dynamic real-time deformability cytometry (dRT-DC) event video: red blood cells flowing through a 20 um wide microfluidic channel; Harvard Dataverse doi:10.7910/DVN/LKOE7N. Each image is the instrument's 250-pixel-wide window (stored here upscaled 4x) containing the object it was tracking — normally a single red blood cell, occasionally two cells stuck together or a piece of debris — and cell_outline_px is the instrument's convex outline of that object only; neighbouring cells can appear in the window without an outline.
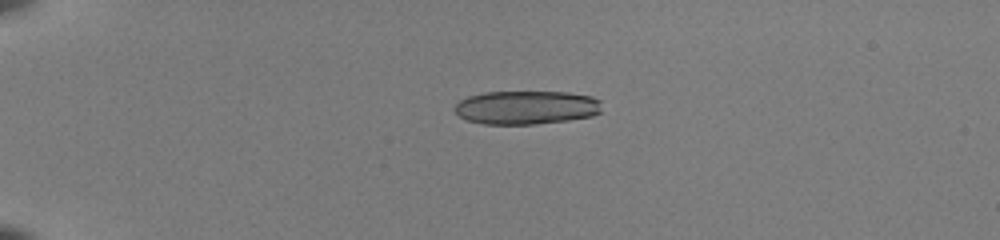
{"species": "common noctule bat (a hibernating species)", "species_latin": "Nyctalus noctula", "temperature_condition": "room temperature", "stored_images_in_passage": 11, "camera_frame_rate_fps": 3000, "um_per_image_px": 0.085, "animal": {"sex": "female", "body_mass_g": 22.0, "forearm_length_mm": 56.7}, "frame": {"image": 1, "passage_image": 1, "time_ms": 0.0, "image_size_px": [1000, 240], "cell_outline_px": [[600, 112], [592, 116], [568, 120], [536, 124], [484, 124], [468, 120], [460, 116], [456, 112], [456, 104], [460, 100], [468, 96], [484, 92], [568, 92], [592, 96], [600, 100]], "centroid_in_image_um": [44.76, 9.13], "position_along_channel_um": 40.2, "area_um2": 28.78}}